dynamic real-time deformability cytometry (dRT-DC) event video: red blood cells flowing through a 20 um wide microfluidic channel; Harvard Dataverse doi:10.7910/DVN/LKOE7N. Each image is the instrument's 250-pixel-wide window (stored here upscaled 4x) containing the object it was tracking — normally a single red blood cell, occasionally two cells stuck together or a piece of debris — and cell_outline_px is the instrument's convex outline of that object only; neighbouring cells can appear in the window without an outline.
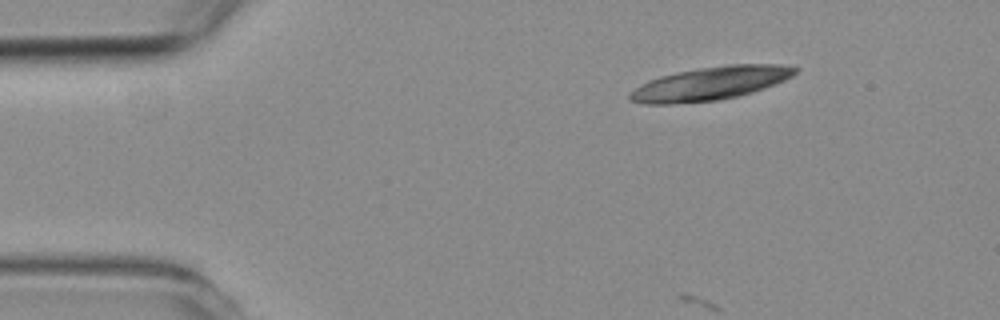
{"species": "common noctule bat (a hibernating species)", "species_latin": "Nyctalus noctula", "temperature_condition": "room temperature", "stored_images_in_passage": 3, "segment_of_instrument_passage": [1, 2], "camera_frame_rate_fps": 3000, "um_per_image_px": 0.085, "animal": {"sex": "female", "body_mass_g": 19.3, "forearm_length_mm": 54.1}, "frame": {"image": 1, "passage_image": 1, "time_ms": 0.0, "image_size_px": [1000, 320], "cell_outline_px": [[800, 68], [792, 76], [784, 80], [764, 88], [752, 92], [720, 100], [668, 104], [644, 104], [628, 100], [628, 92], [640, 84], [648, 80], [660, 76], [676, 72], [696, 68], [728, 64], [780, 64]], "centroid_in_image_um": [60.33, 7.09], "position_along_channel_um": 24.7, "area_um2": 32.31}}